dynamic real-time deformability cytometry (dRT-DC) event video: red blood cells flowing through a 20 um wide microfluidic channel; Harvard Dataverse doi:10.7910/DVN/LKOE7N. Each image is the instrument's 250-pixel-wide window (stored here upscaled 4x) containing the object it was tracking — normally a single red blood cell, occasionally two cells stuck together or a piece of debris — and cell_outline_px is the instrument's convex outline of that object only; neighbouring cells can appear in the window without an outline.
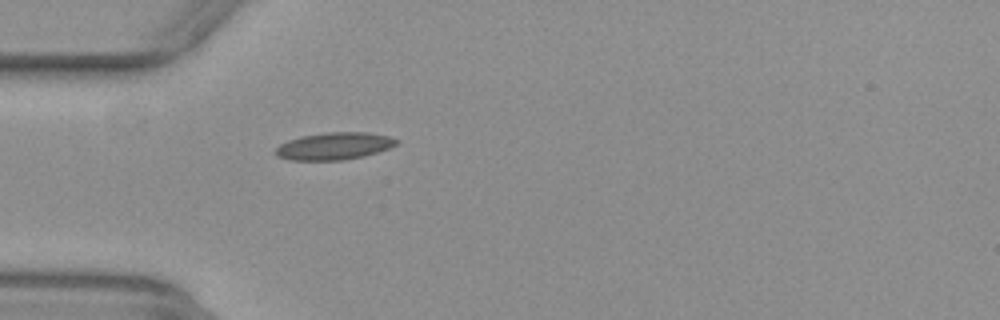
{"species": "common noctule bat (a hibernating species)", "species_latin": "Nyctalus noctula", "temperature_condition": "warm", "stored_images_in_passage": 31, "camera_frame_rate_fps": 3000, "um_per_image_px": 0.085, "animal": {"sex": "female", "body_mass_g": 29.2, "forearm_length_mm": 56.3}, "frame": {"image": 1, "passage_image": 4, "time_ms": 1.0, "image_size_px": [1000, 320], "cell_outline_px": [[400, 140], [396, 144], [388, 148], [364, 156], [344, 160], [288, 160], [276, 156], [276, 148], [280, 144], [288, 140], [300, 136], [328, 132], [368, 132], [388, 136]], "centroid_in_image_um": [28.39, 12.41], "position_along_channel_um": 56.6, "area_um2": 19.19}}
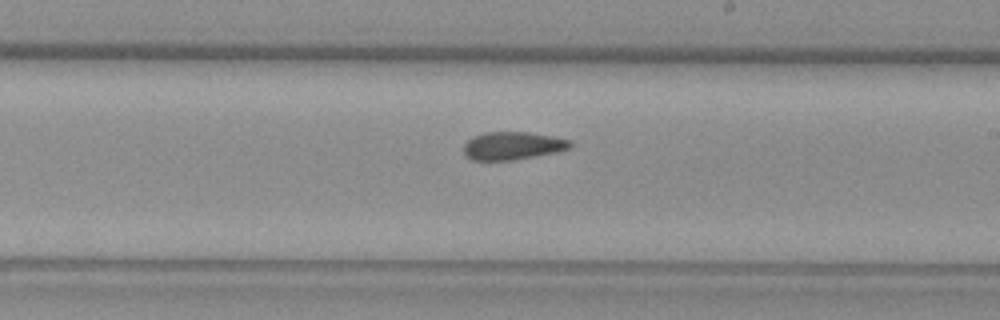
{"frame": {"image": 2, "passage_image": 19, "time_ms": 6.0, "image_size_px": [1000, 320], "cell_outline_px": [[572, 144], [568, 148], [556, 152], [536, 156], [512, 160], [472, 160], [464, 156], [464, 144], [472, 136], [484, 132], [528, 132], [552, 136], [572, 140]], "centroid_in_image_um": [43.54, 12.38], "position_along_channel_um": 245.5, "area_um2": 17.4}}
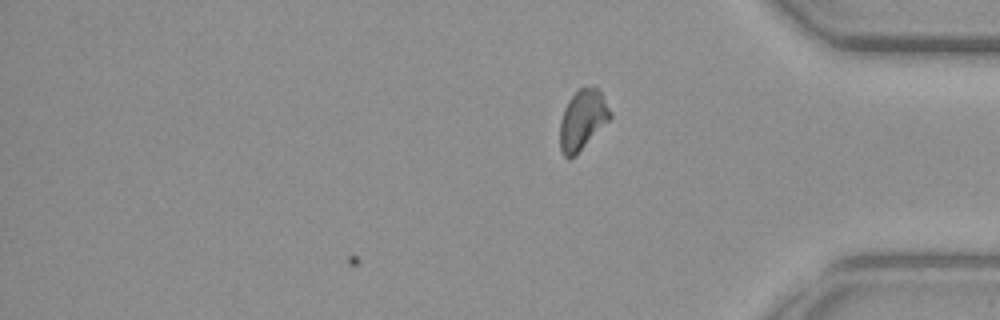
{"frame": {"image": 3, "passage_image": 31, "time_ms": 10.0, "image_size_px": [1000, 320], "cell_outline_px": [[612, 116], [576, 156], [568, 160], [560, 152], [560, 120], [564, 108], [568, 100], [580, 88], [600, 88], [612, 112]], "centroid_in_image_um": [49.51, 10.21], "position_along_channel_um": 385.7, "area_um2": 17.69}, "authors_computed_cell_mechanics": {"area_um2": 17.7446, "velocity_mm_per_s": 3.8902, "shape_relaxation_time_tau1_ms": null, "shape_relaxation_time_tau2_ms": 2.7831, "deformation_change_tau1": null, "deformation_change_tau2": 0.0856}}